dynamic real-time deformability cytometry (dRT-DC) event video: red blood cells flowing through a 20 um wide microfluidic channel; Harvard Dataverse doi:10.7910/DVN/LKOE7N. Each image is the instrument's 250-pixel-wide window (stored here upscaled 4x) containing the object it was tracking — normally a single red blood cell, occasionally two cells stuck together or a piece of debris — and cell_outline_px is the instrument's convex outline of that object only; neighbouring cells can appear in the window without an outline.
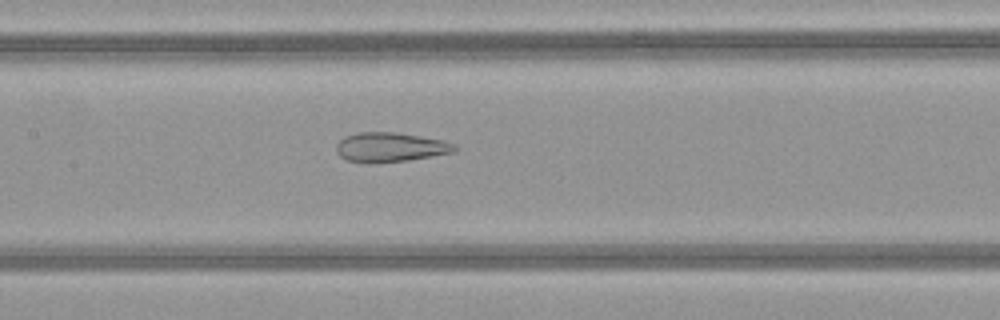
{"species": "common noctule bat (a hibernating species)", "species_latin": "Nyctalus noctula", "temperature_condition": "warm", "stored_images_in_passage": 36, "camera_frame_rate_fps": 3000, "um_per_image_px": 0.085, "animal": {"sex": "female", "body_mass_g": 21.9}, "frame": {"image": 1, "passage_image": 19, "time_ms": 6.0, "image_size_px": [1000, 320], "cell_outline_px": [[456, 148], [452, 152], [432, 156], [408, 160], [344, 160], [336, 152], [336, 144], [344, 136], [356, 132], [396, 132], [444, 140], [456, 144]], "centroid_in_image_um": [33.18, 12.46], "position_along_channel_um": 174.2, "area_um2": 19.65}}
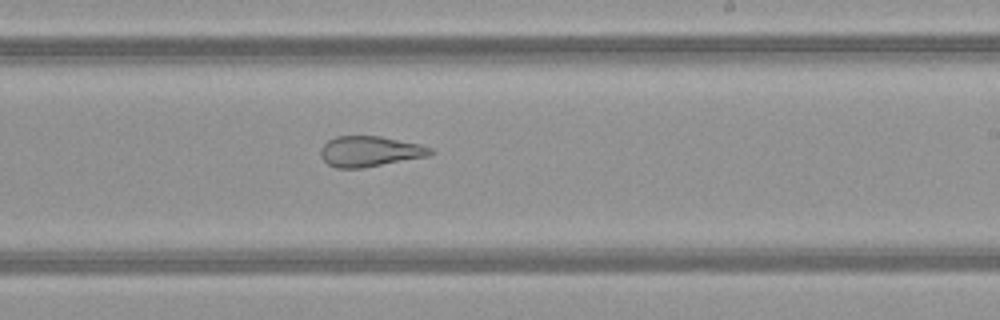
{"frame": {"image": 2, "passage_image": 25, "time_ms": 8.0, "image_size_px": [1000, 320], "cell_outline_px": [[436, 152], [428, 156], [364, 168], [336, 168], [328, 164], [320, 156], [320, 148], [328, 140], [336, 136], [380, 136], [420, 144], [432, 148]], "centroid_in_image_um": [31.44, 12.87], "position_along_channel_um": 257.6, "area_um2": 19.65}}
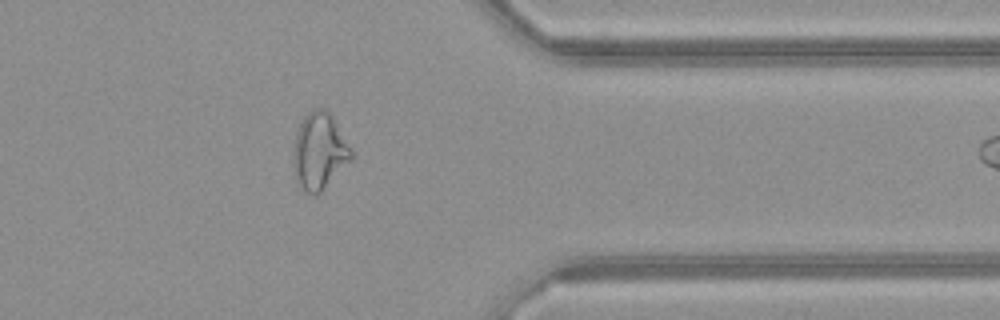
{"frame": {"image": 3, "passage_image": 35, "time_ms": 11.333, "image_size_px": [1000, 320], "cell_outline_px": [[356, 156], [316, 196], [312, 196], [304, 192], [300, 188], [296, 180], [292, 160], [292, 156], [296, 132], [304, 116], [312, 108], [324, 108], [332, 116]], "centroid_in_image_um": [27.14, 12.88], "position_along_channel_um": 384.3, "area_um2": 26.24}}